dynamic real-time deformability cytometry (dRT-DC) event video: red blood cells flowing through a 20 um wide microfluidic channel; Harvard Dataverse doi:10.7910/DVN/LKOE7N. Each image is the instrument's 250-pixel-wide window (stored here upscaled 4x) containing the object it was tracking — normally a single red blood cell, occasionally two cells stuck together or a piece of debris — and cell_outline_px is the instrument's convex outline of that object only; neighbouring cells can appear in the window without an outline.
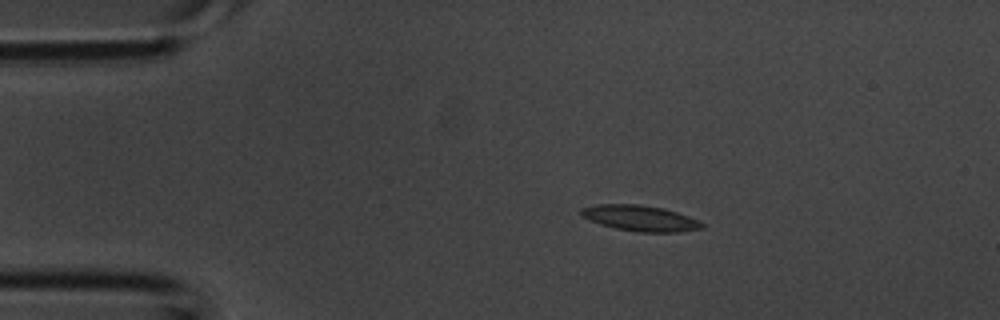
{"species": "common noctule bat (a hibernating species)", "species_latin": "Nyctalus noctula", "temperature_condition": "room temperature", "stored_images_in_passage": 2, "camera_frame_rate_fps": 3000, "um_per_image_px": 0.085, "animal": {"sex": "male", "body_mass_g": 20.1, "forearm_length_mm": 53.5}, "frame": {"image": 1, "passage_image": 1, "time_ms": 0.0, "image_size_px": [1000, 320], "cell_outline_px": [[704, 228], [676, 232], [636, 232], [616, 228], [600, 224], [588, 220], [580, 216], [580, 208], [596, 204], [640, 204], [664, 208], [700, 220], [704, 224]], "centroid_in_image_um": [54.39, 18.54], "position_along_channel_um": 30.6, "area_um2": 18.32}}